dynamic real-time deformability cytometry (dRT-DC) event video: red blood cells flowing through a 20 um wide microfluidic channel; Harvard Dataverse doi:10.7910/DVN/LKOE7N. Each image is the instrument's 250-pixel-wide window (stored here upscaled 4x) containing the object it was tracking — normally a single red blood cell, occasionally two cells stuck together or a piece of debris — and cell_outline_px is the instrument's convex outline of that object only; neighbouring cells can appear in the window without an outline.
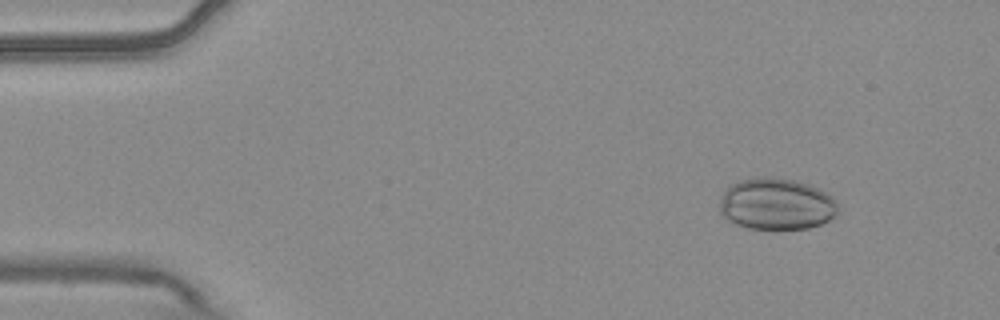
{"species": "common noctule bat (a hibernating species)", "species_latin": "Nyctalus noctula", "temperature_condition": "warm", "stored_images_in_passage": 8, "camera_frame_rate_fps": 3000, "um_per_image_px": 0.085, "animal": {"sex": "male", "body_mass_g": 20.4}, "frame": {"image": 1, "passage_image": 1, "time_ms": 0.0, "image_size_px": [1000, 320], "cell_outline_px": [[836, 216], [820, 224], [808, 228], [748, 228], [736, 224], [728, 220], [720, 212], [720, 196], [732, 184], [740, 180], [764, 176], [772, 176], [792, 180], [808, 184], [832, 196], [836, 200]], "centroid_in_image_um": [65.98, 17.33], "position_along_channel_um": 19.0, "area_um2": 35.32}}
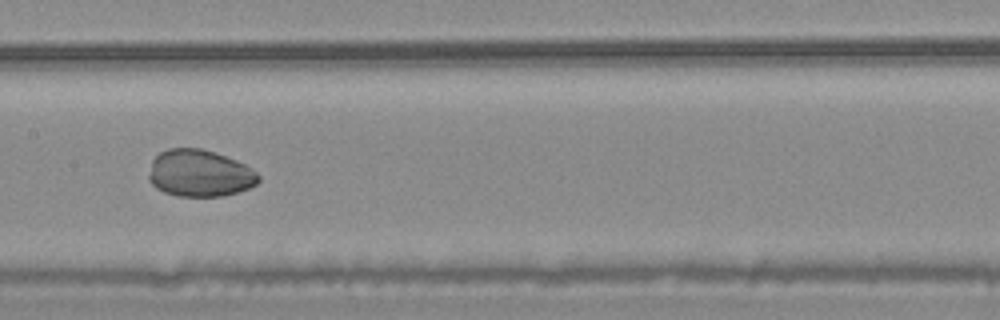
{"frame": {"image": 2, "passage_image": 7, "time_ms": 2.0, "image_size_px": [1000, 320], "cell_outline_px": [[260, 180], [256, 184], [248, 188], [224, 196], [176, 196], [164, 192], [156, 188], [148, 180], [148, 176], [152, 160], [160, 152], [168, 148], [200, 148], [216, 152], [236, 160], [244, 164], [256, 172], [260, 176]], "centroid_in_image_um": [16.95, 14.73], "position_along_channel_um": 190.4, "area_um2": 30.11}}
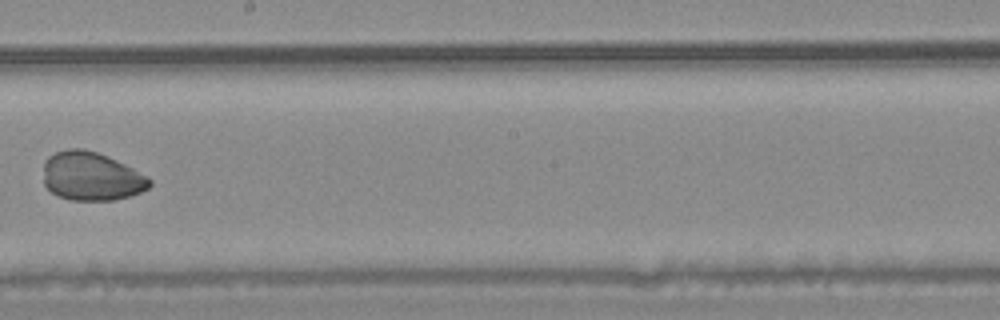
{"frame": {"image": 3, "passage_image": 8, "time_ms": 2.333, "image_size_px": [1000, 320], "cell_outline_px": [[152, 184], [148, 188], [140, 192], [128, 196], [112, 200], [72, 200], [56, 196], [44, 184], [44, 160], [48, 156], [56, 152], [68, 148], [84, 148], [108, 156], [148, 176], [152, 180]], "centroid_in_image_um": [7.75, 14.98], "position_along_channel_um": 240.4, "area_um2": 30.17}}